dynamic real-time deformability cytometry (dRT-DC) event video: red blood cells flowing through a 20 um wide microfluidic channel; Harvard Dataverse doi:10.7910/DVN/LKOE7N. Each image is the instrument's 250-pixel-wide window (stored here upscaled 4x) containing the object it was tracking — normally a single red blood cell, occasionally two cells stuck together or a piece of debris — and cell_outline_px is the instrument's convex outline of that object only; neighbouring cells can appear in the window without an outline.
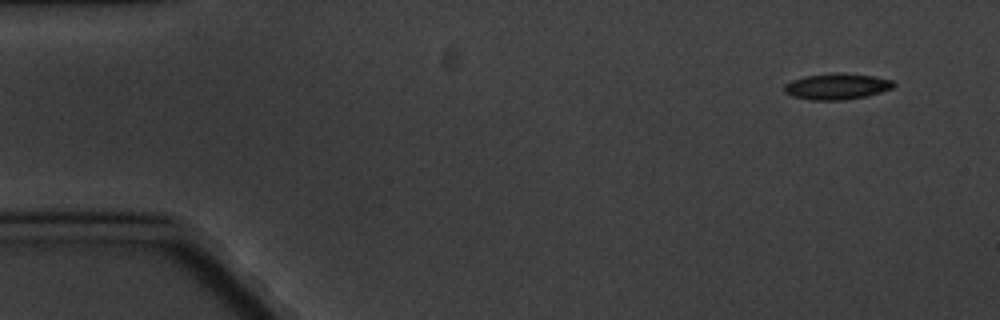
{"species": "common noctule bat (a hibernating species)", "species_latin": "Nyctalus noctula", "temperature_condition": "cold", "stored_images_in_passage": 8, "camera_frame_rate_fps": 3000, "um_per_image_px": 0.085, "animal": {"sex": "male", "body_mass_g": 20.1, "forearm_length_mm": 53.5}, "frame": {"image": 1, "passage_image": 1, "time_ms": 0.0, "image_size_px": [1000, 320], "cell_outline_px": [[896, 84], [892, 88], [880, 92], [864, 96], [844, 100], [812, 100], [792, 96], [784, 92], [784, 84], [792, 80], [804, 76], [832, 72], [844, 72], [876, 76], [892, 80]], "centroid_in_image_um": [71.12, 7.32], "position_along_channel_um": 13.9, "area_um2": 16.82}}
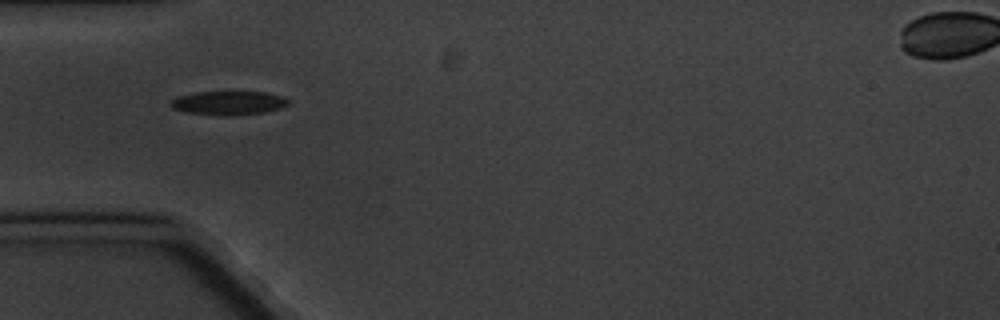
{"frame": {"image": 2, "passage_image": 5, "time_ms": 4.667, "image_size_px": [1000, 320], "cell_outline_px": [[288, 104], [280, 108], [264, 112], [228, 116], [224, 116], [188, 112], [172, 108], [168, 104], [176, 96], [196, 92], [268, 92], [284, 96], [288, 100]], "centroid_in_image_um": [19.41, 8.74], "position_along_channel_um": 65.6, "area_um2": 16.36}}